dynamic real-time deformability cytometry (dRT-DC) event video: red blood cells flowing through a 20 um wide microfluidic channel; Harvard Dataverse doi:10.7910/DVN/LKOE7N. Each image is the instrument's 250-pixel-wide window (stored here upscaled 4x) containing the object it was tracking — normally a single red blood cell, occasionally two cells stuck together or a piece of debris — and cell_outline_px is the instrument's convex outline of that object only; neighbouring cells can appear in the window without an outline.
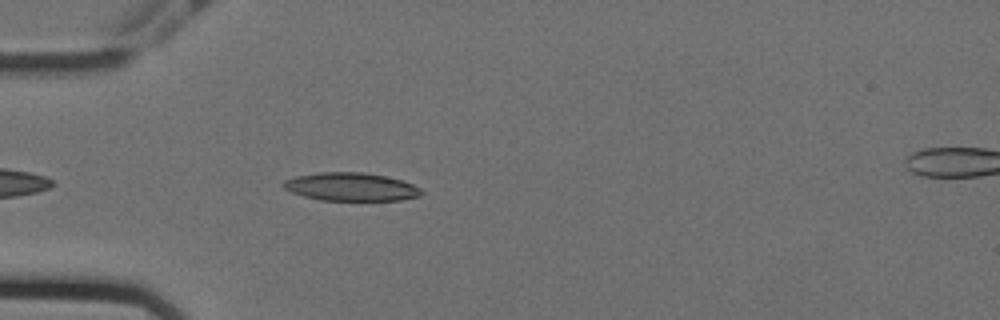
{"species": "Egyptian fruit bat (a non-hibernating species)", "species_latin": "Rousettus aegyptiacus", "temperature_condition": "cold", "stored_images_in_passage": 45, "camera_frame_rate_fps": 3000, "um_per_image_px": 0.085, "animal": {"sex": "female"}, "frame": {"image": 1, "passage_image": 5, "time_ms": 1.333, "image_size_px": [1000, 320], "cell_outline_px": [[424, 192], [420, 196], [400, 200], [320, 200], [304, 196], [292, 192], [284, 188], [280, 184], [284, 180], [296, 176], [320, 172], [364, 172], [384, 176], [400, 180], [412, 184], [420, 188]], "centroid_in_image_um": [29.82, 15.88], "position_along_channel_um": 55.2, "area_um2": 22.6}}
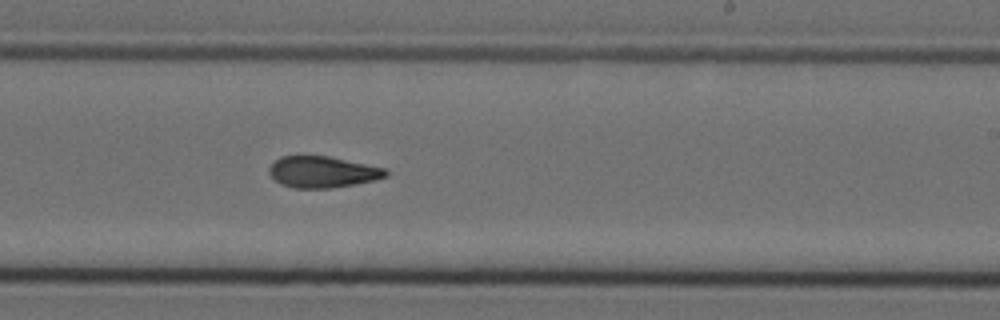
{"frame": {"image": 2, "passage_image": 23, "time_ms": 7.333, "image_size_px": [1000, 320], "cell_outline_px": [[388, 176], [376, 180], [332, 188], [292, 188], [280, 184], [268, 172], [268, 168], [280, 156], [328, 156], [388, 168]], "centroid_in_image_um": [27.45, 14.62], "position_along_channel_um": 261.6, "area_um2": 21.44}}
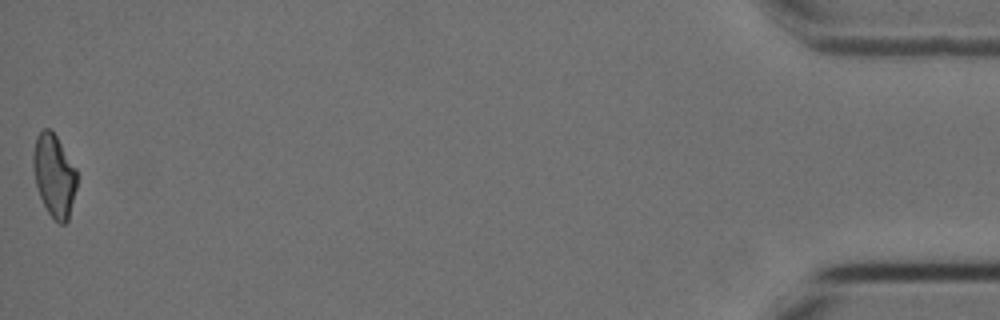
{"frame": {"image": 3, "passage_image": 45, "time_ms": 14.667, "image_size_px": [1000, 320], "cell_outline_px": [[76, 188], [68, 220], [64, 224], [60, 224], [48, 212], [40, 196], [36, 184], [32, 164], [32, 156], [36, 136], [44, 128], [48, 128], [56, 136], [76, 168]], "centroid_in_image_um": [4.59, 14.9], "position_along_channel_um": 430.6, "area_um2": 20.75}, "authors_computed_cell_mechanics": {"area_um2": 21.8484, "velocity_mm_per_s": 3.5694, "shape_relaxation_time_tau1_ms": 9.5596, "shape_relaxation_time_tau2_ms": 3.5941, "deformation_change_tau1": 0.2104, "deformation_change_tau2": 0.1}}